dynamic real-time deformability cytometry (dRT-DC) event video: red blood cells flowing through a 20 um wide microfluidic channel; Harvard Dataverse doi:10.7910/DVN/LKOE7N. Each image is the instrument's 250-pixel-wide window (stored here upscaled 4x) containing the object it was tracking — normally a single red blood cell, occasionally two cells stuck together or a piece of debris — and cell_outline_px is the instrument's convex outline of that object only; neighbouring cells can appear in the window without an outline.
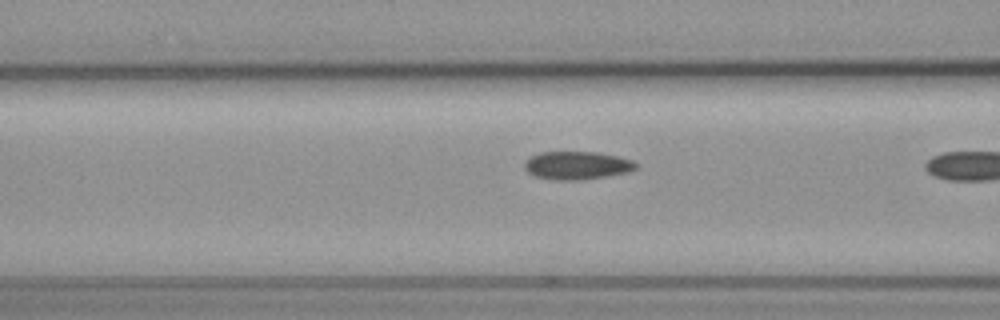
{"species": "common noctule bat (a hibernating species)", "species_latin": "Nyctalus noctula", "temperature_condition": "cold", "stored_images_in_passage": 11, "camera_frame_rate_fps": 3000, "um_per_image_px": 0.085, "animal": {"sex": "female", "body_mass_g": 19.3, "forearm_length_mm": 54.1}, "frame": {"image": 1, "passage_image": 10, "time_ms": 3.0, "image_size_px": [1000, 320], "cell_outline_px": [[640, 164], [636, 168], [628, 172], [604, 176], [576, 180], [556, 180], [532, 176], [524, 168], [524, 164], [532, 156], [540, 152], [596, 152], [616, 156], [632, 160]], "centroid_in_image_um": [49.04, 14.06], "position_along_channel_um": 117.6, "area_um2": 18.09}}